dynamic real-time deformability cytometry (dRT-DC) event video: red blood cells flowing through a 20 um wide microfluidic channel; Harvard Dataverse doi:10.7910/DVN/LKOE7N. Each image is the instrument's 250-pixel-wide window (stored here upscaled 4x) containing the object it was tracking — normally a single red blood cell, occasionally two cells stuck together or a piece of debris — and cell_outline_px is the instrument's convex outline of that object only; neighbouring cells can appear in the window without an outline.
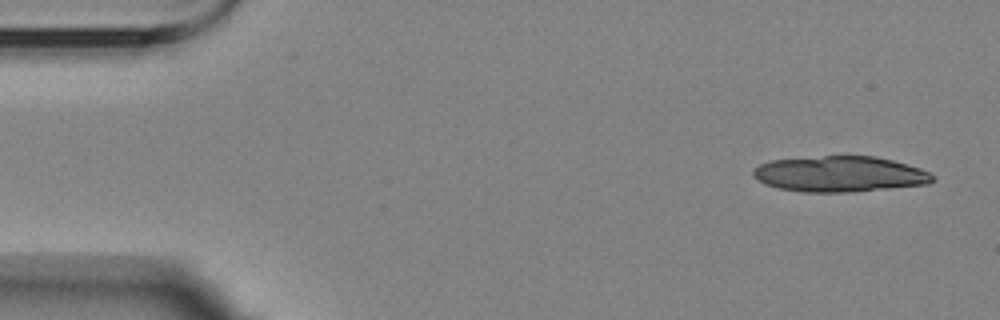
{"species": "Egyptian fruit bat (a non-hibernating species)", "species_latin": "Rousettus aegyptiacus", "temperature_condition": "room temperature", "stored_images_in_passage": 5, "camera_frame_rate_fps": 3000, "um_per_image_px": 0.085, "animal": {"sex": "female"}, "frame": {"image": 1, "passage_image": 1, "time_ms": 0.0, "image_size_px": [1000, 320], "cell_outline_px": [[936, 180], [928, 184], [848, 192], [804, 192], [780, 188], [768, 184], [752, 176], [752, 172], [760, 164], [772, 160], [824, 156], [876, 156], [908, 164], [920, 168], [936, 176]], "centroid_in_image_um": [71.43, 14.79], "position_along_channel_um": 13.6, "area_um2": 37.11}}